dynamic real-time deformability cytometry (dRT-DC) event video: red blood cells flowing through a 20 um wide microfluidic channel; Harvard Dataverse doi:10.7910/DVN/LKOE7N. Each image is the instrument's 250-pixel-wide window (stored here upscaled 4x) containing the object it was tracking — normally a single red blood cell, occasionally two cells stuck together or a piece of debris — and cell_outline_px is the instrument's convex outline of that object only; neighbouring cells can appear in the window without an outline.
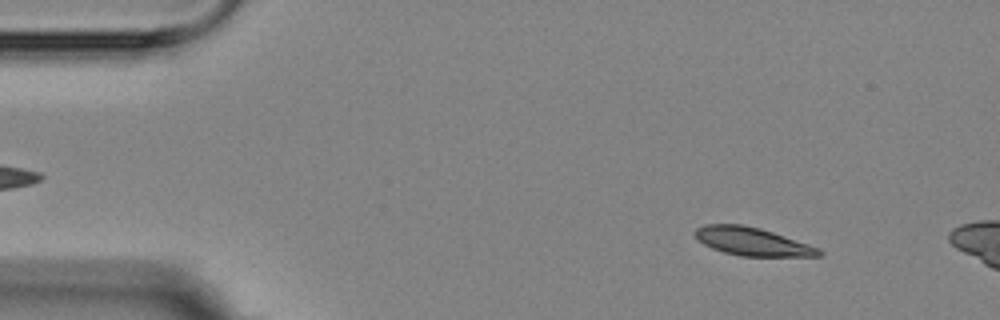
{"species": "Egyptian fruit bat (a non-hibernating species)", "species_latin": "Rousettus aegyptiacus", "temperature_condition": "room temperature", "stored_images_in_passage": 3, "camera_frame_rate_fps": 3000, "um_per_image_px": 0.085, "animal": {"sex": "female"}, "frame": {"image": 1, "passage_image": 1, "time_ms": 0.0, "image_size_px": [1000, 320], "cell_outline_px": [[824, 252], [820, 256], [740, 256], [724, 252], [712, 248], [704, 244], [696, 236], [696, 228], [704, 224], [740, 224], [760, 228], [820, 248]], "centroid_in_image_um": [63.96, 20.53], "position_along_channel_um": 21.0, "area_um2": 20.06}}